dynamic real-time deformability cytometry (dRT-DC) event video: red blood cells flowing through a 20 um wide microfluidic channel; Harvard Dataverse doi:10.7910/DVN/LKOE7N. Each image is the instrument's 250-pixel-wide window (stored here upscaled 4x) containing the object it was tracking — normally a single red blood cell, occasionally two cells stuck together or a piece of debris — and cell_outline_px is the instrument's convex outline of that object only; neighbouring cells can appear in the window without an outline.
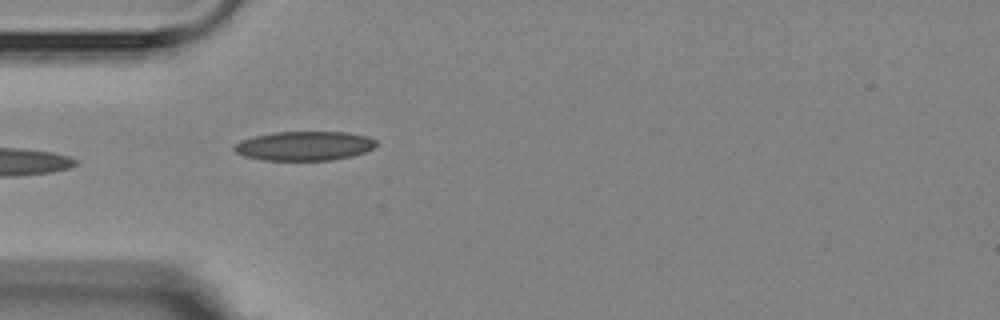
{"species": "Egyptian fruit bat (a non-hibernating species)", "species_latin": "Rousettus aegyptiacus", "temperature_condition": "room temperature", "stored_images_in_passage": 2, "camera_frame_rate_fps": 3000, "um_per_image_px": 0.085, "animal": {"sex": "female"}, "frame": {"image": 1, "passage_image": 2, "time_ms": 1.333, "image_size_px": [1000, 320], "cell_outline_px": [[376, 144], [372, 148], [364, 152], [352, 156], [332, 160], [260, 160], [244, 156], [236, 152], [232, 148], [240, 140], [256, 136], [276, 132], [348, 132], [368, 136], [376, 140]], "centroid_in_image_um": [25.87, 12.4], "position_along_channel_um": 59.1, "area_um2": 24.16}}